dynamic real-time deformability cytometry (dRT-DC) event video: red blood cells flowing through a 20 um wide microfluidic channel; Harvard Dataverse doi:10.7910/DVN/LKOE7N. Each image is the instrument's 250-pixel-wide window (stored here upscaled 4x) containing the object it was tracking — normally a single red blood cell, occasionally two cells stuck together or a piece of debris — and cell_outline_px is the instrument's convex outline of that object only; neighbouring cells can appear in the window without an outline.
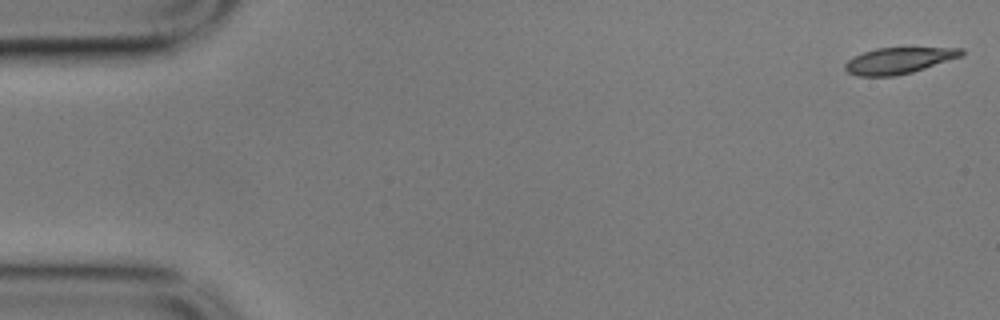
{"species": "common noctule bat (a hibernating species)", "species_latin": "Nyctalus noctula", "temperature_condition": "cold", "stored_images_in_passage": 56, "camera_frame_rate_fps": 3000, "um_per_image_px": 0.085, "animal": {"sex": "male", "body_mass_g": 17.9}, "frame": {"image": 1, "passage_image": 1, "time_ms": 0.0, "image_size_px": [1000, 320], "cell_outline_px": [[964, 52], [960, 56], [912, 72], [896, 76], [860, 76], [848, 72], [844, 68], [844, 64], [848, 60], [864, 52], [876, 48], [964, 48]], "centroid_in_image_um": [76.36, 5.15], "position_along_channel_um": 8.6, "area_um2": 17.4}}
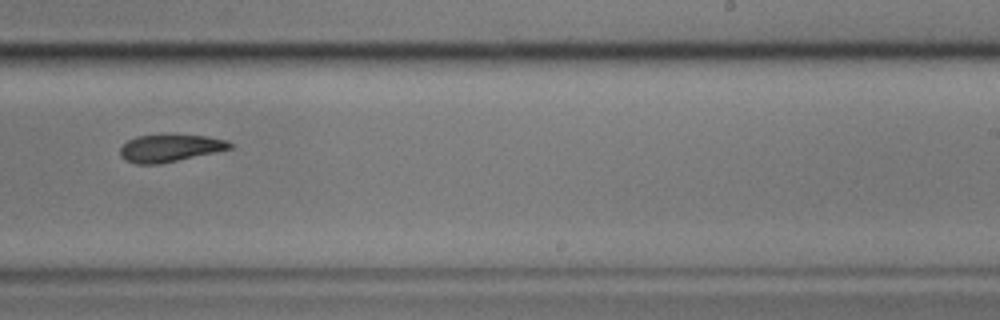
{"frame": {"image": 2, "passage_image": 35, "time_ms": 11.333, "image_size_px": [1000, 320], "cell_outline_px": [[232, 148], [216, 152], [160, 164], [136, 164], [124, 160], [120, 156], [120, 148], [128, 140], [136, 136], [164, 132], [208, 136], [228, 140], [232, 144]], "centroid_in_image_um": [14.44, 12.54], "position_along_channel_um": 274.6, "area_um2": 18.26}}
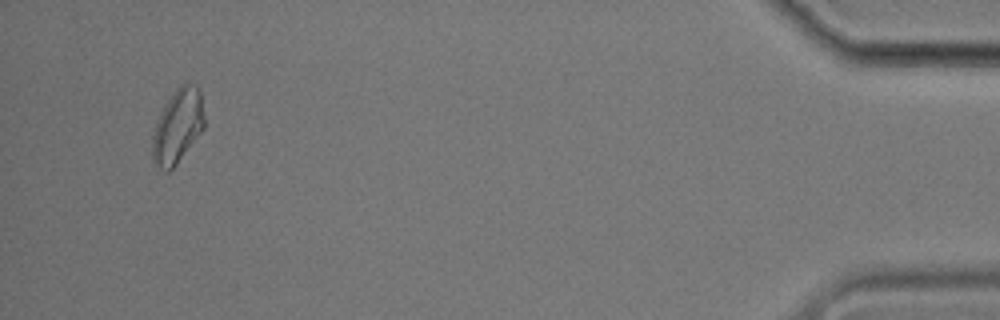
{"frame": {"image": 3, "passage_image": 54, "time_ms": 17.667, "image_size_px": [1000, 320], "cell_outline_px": [[204, 128], [176, 164], [168, 172], [164, 172], [152, 160], [152, 136], [160, 112], [164, 104], [176, 88], [180, 84], [196, 84], [200, 92], [204, 116]], "centroid_in_image_um": [15.09, 10.72], "position_along_channel_um": 420.1, "area_um2": 22.25}, "authors_computed_cell_mechanics": {"area_um2": 18.8139, "velocity_mm_per_s": 3.4882, "shape_relaxation_time_tau1_ms": 3.8177, "shape_relaxation_time_tau2_ms": null, "deformation_change_tau1": 0.1348, "deformation_change_tau2": null}}